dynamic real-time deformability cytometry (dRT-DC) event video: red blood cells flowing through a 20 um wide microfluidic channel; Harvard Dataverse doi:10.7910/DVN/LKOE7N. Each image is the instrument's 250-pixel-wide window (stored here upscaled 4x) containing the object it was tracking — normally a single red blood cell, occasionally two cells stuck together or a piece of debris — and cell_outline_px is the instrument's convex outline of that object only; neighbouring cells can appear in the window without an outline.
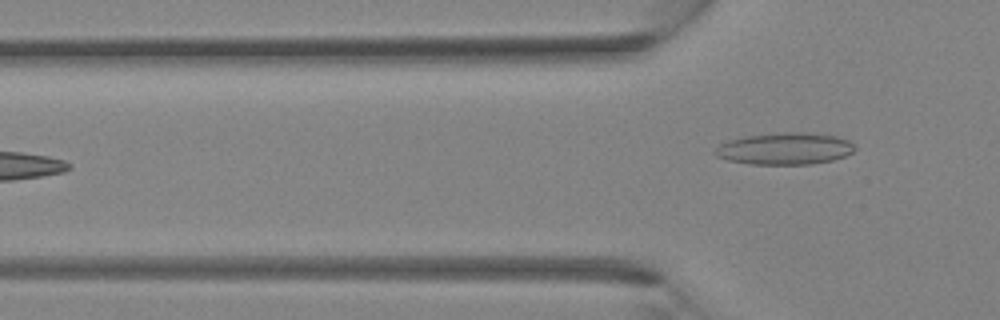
{"species": "Egyptian fruit bat (a non-hibernating species)", "species_latin": "Rousettus aegyptiacus", "temperature_condition": "room temperature", "stored_images_in_passage": 5, "camera_frame_rate_fps": 3000, "um_per_image_px": 0.085, "animal": {"sex": "female"}, "frame": {"image": 1, "passage_image": 5, "time_ms": 4.333, "image_size_px": [1000, 320], "cell_outline_px": [[856, 148], [852, 152], [844, 156], [832, 160], [812, 164], [748, 164], [728, 160], [716, 156], [712, 152], [720, 144], [728, 140], [748, 136], [784, 132], [808, 132], [836, 136], [848, 140]], "centroid_in_image_um": [66.7, 12.64], "position_along_channel_um": 59.1, "area_um2": 25.89}}